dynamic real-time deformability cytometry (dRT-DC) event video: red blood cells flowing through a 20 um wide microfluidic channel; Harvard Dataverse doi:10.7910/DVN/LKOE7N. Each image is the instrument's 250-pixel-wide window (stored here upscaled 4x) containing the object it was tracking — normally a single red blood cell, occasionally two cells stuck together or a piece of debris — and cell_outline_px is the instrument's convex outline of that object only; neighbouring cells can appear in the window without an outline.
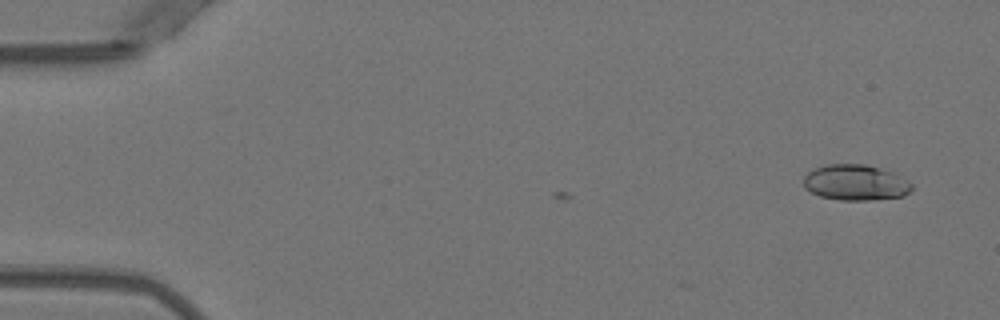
{"species": "Egyptian fruit bat (a non-hibernating species)", "species_latin": "Rousettus aegyptiacus", "temperature_condition": "warm", "stored_images_in_passage": 4, "camera_frame_rate_fps": 3000, "um_per_image_px": 0.085, "animal": {"sex": "female"}, "frame": {"image": 1, "passage_image": 1, "time_ms": 0.0, "image_size_px": [1000, 320], "cell_outline_px": [[912, 188], [904, 196], [868, 200], [840, 200], [820, 196], [804, 188], [804, 176], [812, 168], [824, 164], [864, 164], [896, 172], [908, 180], [912, 184]], "centroid_in_image_um": [72.72, 15.5], "position_along_channel_um": 12.3, "area_um2": 22.77}}